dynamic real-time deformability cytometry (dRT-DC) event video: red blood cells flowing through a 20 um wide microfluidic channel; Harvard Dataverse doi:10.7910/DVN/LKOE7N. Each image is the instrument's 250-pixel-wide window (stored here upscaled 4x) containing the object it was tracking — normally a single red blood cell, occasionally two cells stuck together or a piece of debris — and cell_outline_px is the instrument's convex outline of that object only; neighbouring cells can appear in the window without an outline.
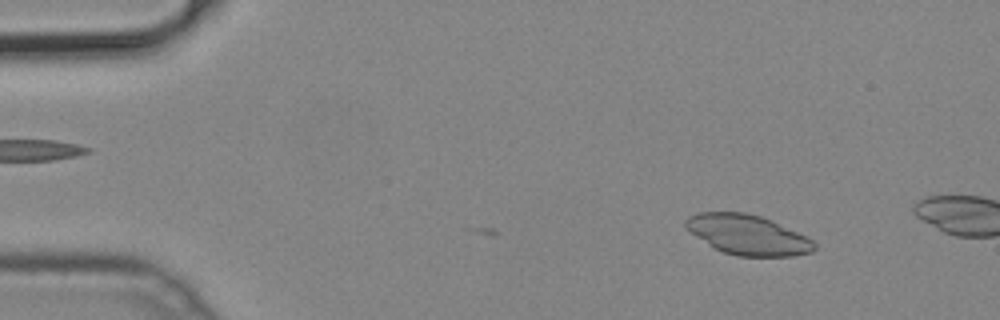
{"species": "common noctule bat (a hibernating species)", "species_latin": "Nyctalus noctula", "temperature_condition": "cold", "stored_images_in_passage": 6, "camera_frame_rate_fps": 3000, "um_per_image_px": 0.085, "animal": {"sex": "male", "body_mass_g": 19.2, "forearm_length_mm": 51.8}, "frame": {"image": 1, "passage_image": 6, "time_ms": 1.667, "image_size_px": [1000, 320], "cell_outline_px": [[816, 248], [812, 252], [792, 256], [736, 256], [724, 252], [716, 248], [684, 228], [684, 220], [688, 216], [696, 212], [744, 212], [760, 216], [772, 220], [808, 236], [816, 244]], "centroid_in_image_um": [63.57, 19.94], "position_along_channel_um": 21.4, "area_um2": 30.0}}